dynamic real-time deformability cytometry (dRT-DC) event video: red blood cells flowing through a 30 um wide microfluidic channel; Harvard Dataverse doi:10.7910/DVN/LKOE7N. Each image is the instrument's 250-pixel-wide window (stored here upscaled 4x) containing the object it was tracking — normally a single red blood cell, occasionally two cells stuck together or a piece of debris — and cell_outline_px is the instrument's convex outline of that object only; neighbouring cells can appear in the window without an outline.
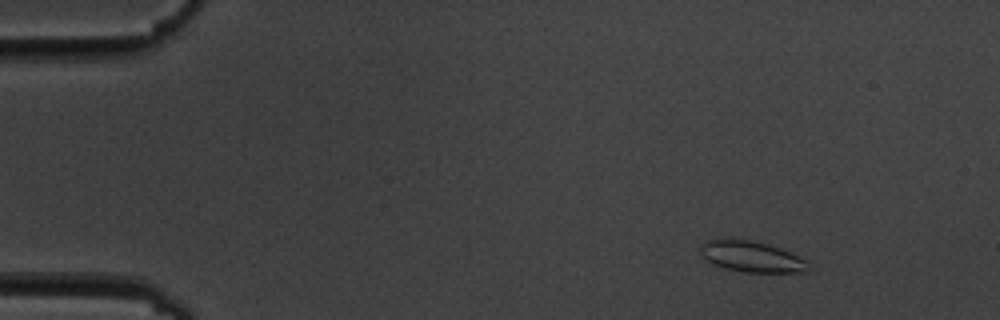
{"species": "common noctule bat (a hibernating species)", "species_latin": "Nyctalus noctula", "temperature_condition": "cold", "stored_images_in_passage": 7, "camera_frame_rate_fps": 3000, "um_per_image_px": 0.085, "animal": {"sex": "male", "body_mass_g": 19.5, "forearm_length_mm": 54.6}, "frame": {"image": 1, "passage_image": 3, "time_ms": 2.333, "image_size_px": [1000, 320], "cell_outline_px": [[812, 268], [804, 272], [744, 272], [724, 268], [712, 264], [704, 256], [700, 248], [700, 244], [708, 240], [752, 240], [768, 244], [780, 248], [804, 260]], "centroid_in_image_um": [63.89, 21.83], "position_along_channel_um": 21.1, "area_um2": 19.02}}
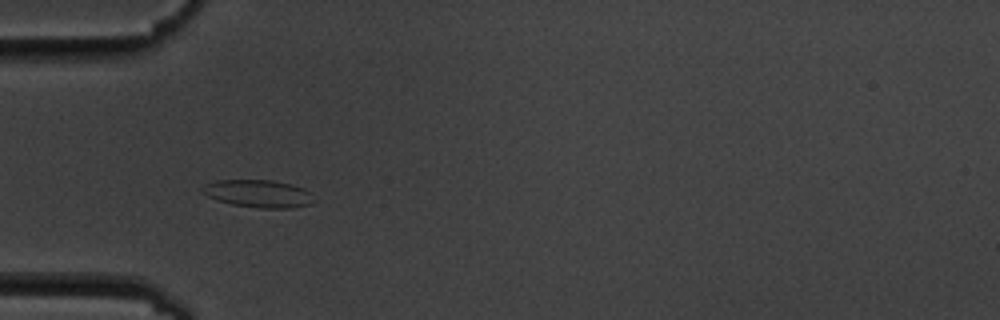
{"frame": {"image": 2, "passage_image": 6, "time_ms": 6.0, "image_size_px": [1000, 320], "cell_outline_px": [[320, 200], [312, 204], [292, 208], [260, 208], [232, 204], [216, 200], [200, 192], [200, 188], [204, 184], [216, 180], [272, 180], [292, 184], [304, 188], [312, 192]], "centroid_in_image_um": [22.03, 16.46], "position_along_channel_um": 63.0, "area_um2": 18.5}}